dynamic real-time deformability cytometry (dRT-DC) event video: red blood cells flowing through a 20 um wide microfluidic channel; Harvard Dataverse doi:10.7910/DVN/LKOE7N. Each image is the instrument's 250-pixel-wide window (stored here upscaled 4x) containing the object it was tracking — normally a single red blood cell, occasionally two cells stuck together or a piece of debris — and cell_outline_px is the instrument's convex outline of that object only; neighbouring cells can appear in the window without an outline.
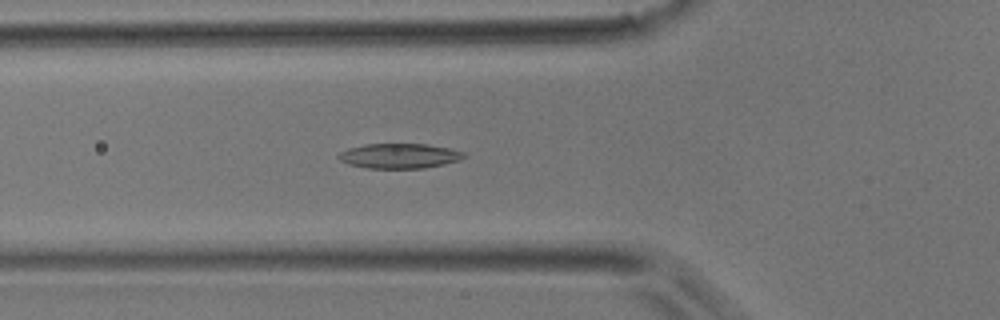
{"species": "common noctule bat (a hibernating species)", "species_latin": "Nyctalus noctula", "temperature_condition": "room temperature", "stored_images_in_passage": 33, "camera_frame_rate_fps": 3000, "um_per_image_px": 0.085, "animal": {"sex": "male", "body_mass_g": 17.9}, "frame": {"image": 1, "passage_image": 3, "time_ms": 0.667, "image_size_px": [1000, 320], "cell_outline_px": [[468, 156], [460, 160], [444, 164], [424, 168], [364, 168], [348, 164], [340, 160], [336, 156], [340, 152], [348, 148], [364, 144], [428, 144], [452, 148], [464, 152]], "centroid_in_image_um": [33.97, 13.25], "position_along_channel_um": 91.8, "area_um2": 18.44}}
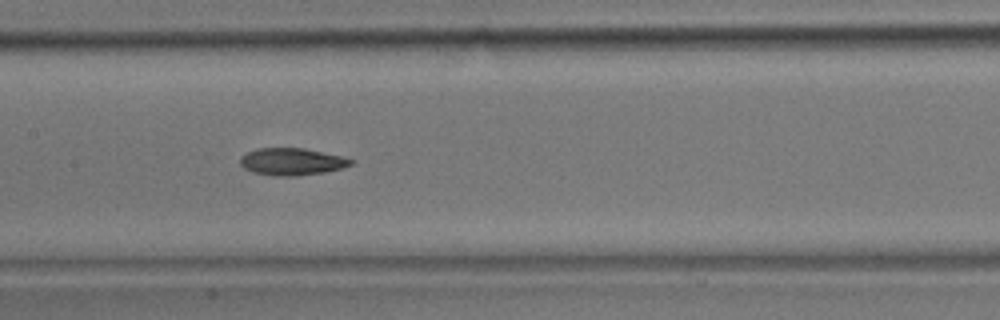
{"frame": {"image": 2, "passage_image": 9, "time_ms": 2.667, "image_size_px": [1000, 320], "cell_outline_px": [[356, 160], [352, 164], [340, 168], [324, 172], [296, 176], [276, 176], [252, 172], [244, 168], [240, 164], [240, 156], [256, 148], [304, 148], [344, 156]], "centroid_in_image_um": [24.81, 13.73], "position_along_channel_um": 182.6, "area_um2": 17.63}}
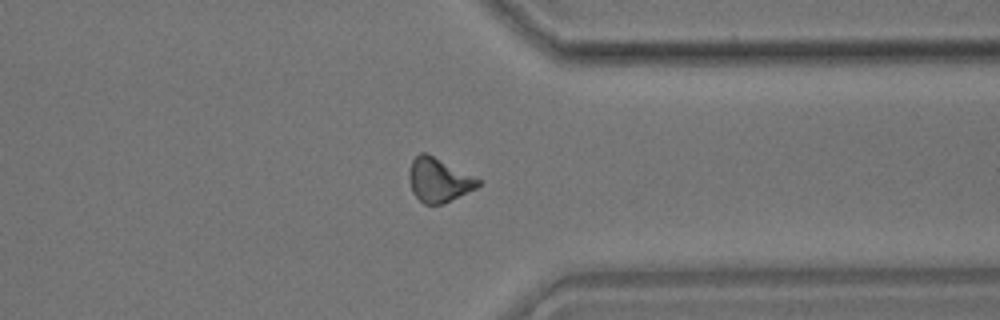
{"frame": {"image": 3, "passage_image": 22, "time_ms": 7.0, "image_size_px": [1000, 320], "cell_outline_px": [[480, 184], [476, 188], [444, 204], [424, 204], [412, 192], [408, 176], [408, 172], [412, 160], [420, 152], [428, 152], [480, 180]], "centroid_in_image_um": [37.26, 15.29], "position_along_channel_um": 374.1, "area_um2": 17.69}}